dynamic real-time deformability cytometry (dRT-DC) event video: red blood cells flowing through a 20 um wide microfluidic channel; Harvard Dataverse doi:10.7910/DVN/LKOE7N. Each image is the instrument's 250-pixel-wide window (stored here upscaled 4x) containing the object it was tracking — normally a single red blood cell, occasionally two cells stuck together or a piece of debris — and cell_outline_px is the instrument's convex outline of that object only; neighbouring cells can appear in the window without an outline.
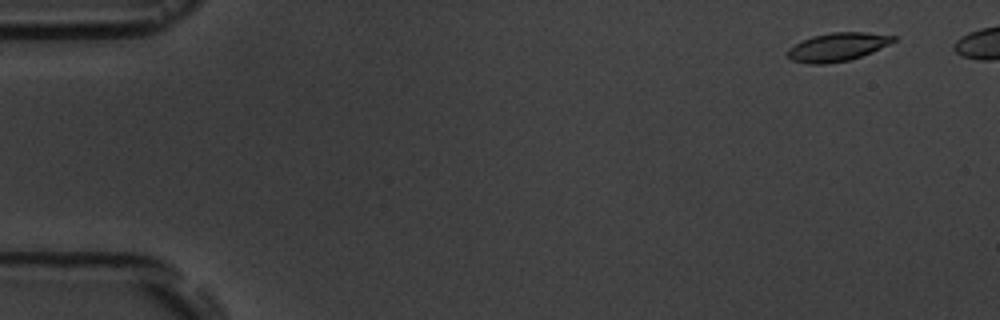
{"species": "common noctule bat (a hibernating species)", "species_latin": "Nyctalus noctula", "temperature_condition": "room temperature", "stored_images_in_passage": 4, "camera_frame_rate_fps": 3000, "um_per_image_px": 0.085, "animal": {"sex": "male", "body_mass_g": 19.5, "forearm_length_mm": 54.6}, "frame": {"image": 1, "passage_image": 2, "time_ms": 1.0, "image_size_px": [1000, 320], "cell_outline_px": [[896, 40], [872, 52], [848, 60], [824, 64], [808, 64], [792, 60], [788, 56], [788, 48], [812, 36], [832, 32], [864, 32], [896, 36]], "centroid_in_image_um": [71.18, 3.99], "position_along_channel_um": 13.8, "area_um2": 17.22}}